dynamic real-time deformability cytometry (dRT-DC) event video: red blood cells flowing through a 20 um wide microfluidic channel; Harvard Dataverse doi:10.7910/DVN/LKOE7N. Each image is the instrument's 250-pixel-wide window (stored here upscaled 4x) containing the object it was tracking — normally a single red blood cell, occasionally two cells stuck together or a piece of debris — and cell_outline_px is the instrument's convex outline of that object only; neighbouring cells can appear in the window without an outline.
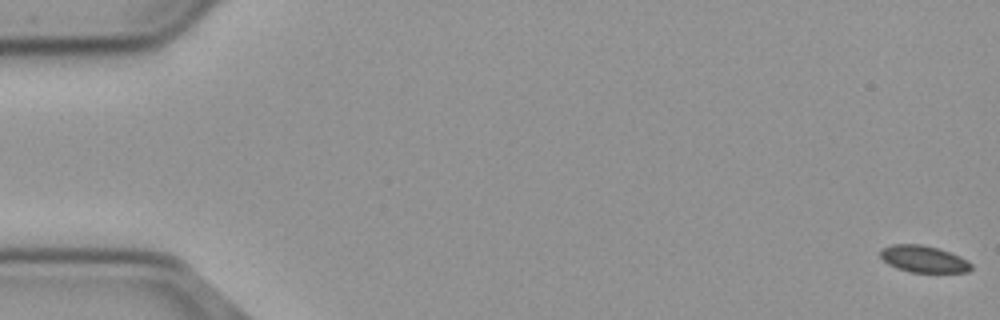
{"species": "common noctule bat (a hibernating species)", "species_latin": "Nyctalus noctula", "temperature_condition": "cold", "stored_images_in_passage": 58, "camera_frame_rate_fps": 3000, "um_per_image_px": 0.085, "animal": {"sex": "male", "body_mass_g": 23.1, "forearm_length_mm": 52.7}, "frame": {"image": 1, "passage_image": 1, "time_ms": 0.0, "image_size_px": [1000, 320], "cell_outline_px": [[972, 268], [968, 272], [912, 272], [896, 268], [888, 264], [880, 256], [880, 248], [892, 244], [920, 244], [936, 248], [960, 256], [972, 264]], "centroid_in_image_um": [78.48, 22.01], "position_along_channel_um": 6.5, "area_um2": 14.1}}
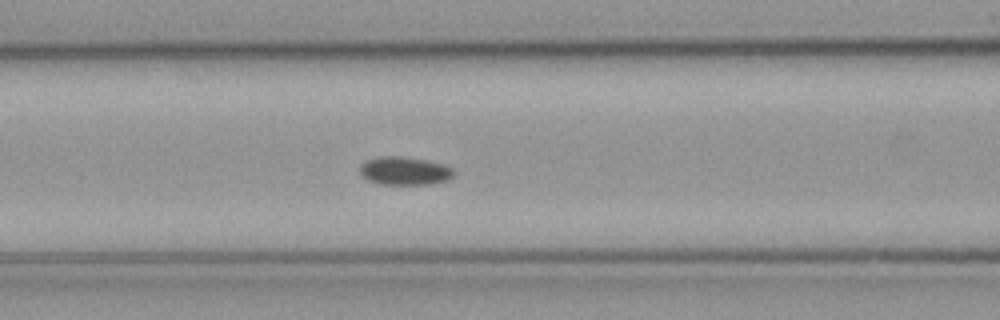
{"frame": {"image": 2, "passage_image": 24, "time_ms": 7.667, "image_size_px": [1000, 320], "cell_outline_px": [[456, 172], [448, 180], [428, 184], [380, 184], [368, 180], [360, 176], [360, 164], [364, 160], [376, 156], [404, 156], [428, 160], [444, 164], [452, 168]], "centroid_in_image_um": [34.36, 14.5], "position_along_channel_um": 132.2, "area_um2": 15.78}}
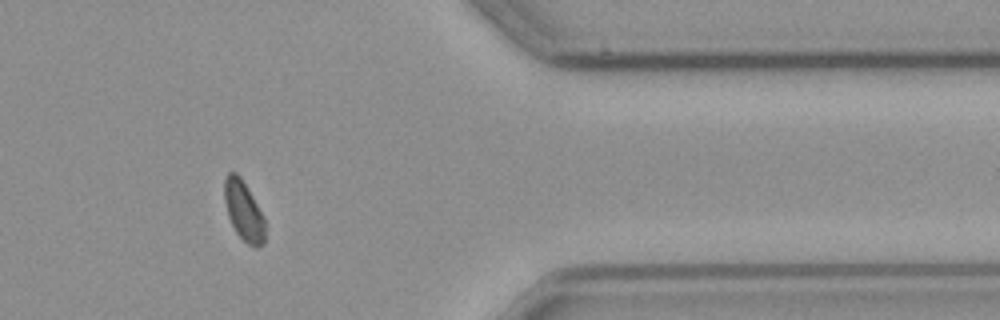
{"frame": {"image": 3, "passage_image": 47, "time_ms": 15.333, "image_size_px": [1000, 320], "cell_outline_px": [[264, 244], [256, 248], [248, 244], [236, 232], [228, 216], [224, 200], [224, 180], [228, 172], [236, 172], [240, 176], [264, 216]], "centroid_in_image_um": [20.7, 17.91], "position_along_channel_um": 390.7, "area_um2": 13.99}}